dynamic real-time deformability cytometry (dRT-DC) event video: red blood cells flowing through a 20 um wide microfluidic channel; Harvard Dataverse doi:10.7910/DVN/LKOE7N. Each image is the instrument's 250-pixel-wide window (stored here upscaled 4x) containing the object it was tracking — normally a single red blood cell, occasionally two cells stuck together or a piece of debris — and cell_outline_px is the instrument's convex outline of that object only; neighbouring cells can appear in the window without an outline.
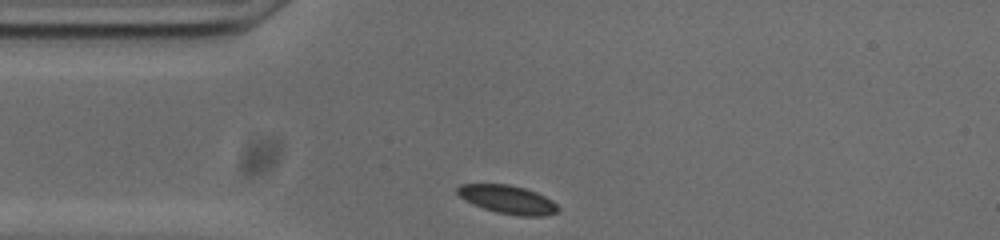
{"species": "common noctule bat (a hibernating species)", "species_latin": "Nyctalus noctula", "temperature_condition": "cold", "stored_images_in_passage": 31, "camera_frame_rate_fps": 3000, "um_per_image_px": 0.085, "animal": {"sex": "male", "body_mass_g": 20.0, "forearm_length_mm": 53.3}, "frame": {"image": 1, "passage_image": 1, "time_ms": 0.0, "image_size_px": [1000, 240], "cell_outline_px": [[560, 208], [556, 212], [544, 216], [520, 216], [496, 212], [472, 204], [464, 200], [456, 192], [456, 188], [460, 184], [508, 184], [524, 188], [536, 192], [552, 200]], "centroid_in_image_um": [43.13, 16.96], "position_along_channel_um": 41.9, "area_um2": 16.65}}
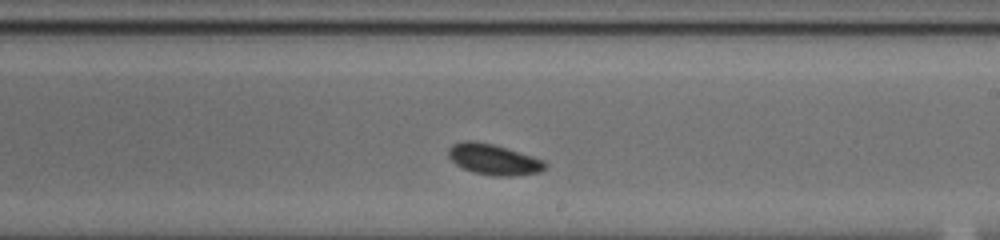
{"frame": {"image": 2, "passage_image": 19, "time_ms": 6.0, "image_size_px": [1000, 240], "cell_outline_px": [[548, 164], [540, 172], [512, 176], [492, 176], [472, 172], [456, 164], [448, 156], [448, 148], [452, 144], [460, 140], [476, 140], [492, 144], [532, 156], [544, 160]], "centroid_in_image_um": [41.92, 13.54], "position_along_channel_um": 247.1, "area_um2": 17.4}}
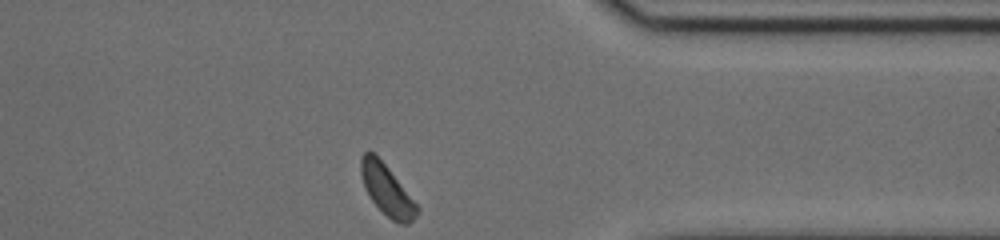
{"frame": {"image": 3, "passage_image": 31, "time_ms": 10.0, "image_size_px": [1000, 240], "cell_outline_px": [[420, 212], [408, 224], [400, 224], [392, 220], [372, 200], [364, 184], [360, 172], [360, 156], [364, 152], [372, 152], [388, 168], [420, 208]], "centroid_in_image_um": [32.9, 16.16], "position_along_channel_um": 378.5, "area_um2": 16.07}}